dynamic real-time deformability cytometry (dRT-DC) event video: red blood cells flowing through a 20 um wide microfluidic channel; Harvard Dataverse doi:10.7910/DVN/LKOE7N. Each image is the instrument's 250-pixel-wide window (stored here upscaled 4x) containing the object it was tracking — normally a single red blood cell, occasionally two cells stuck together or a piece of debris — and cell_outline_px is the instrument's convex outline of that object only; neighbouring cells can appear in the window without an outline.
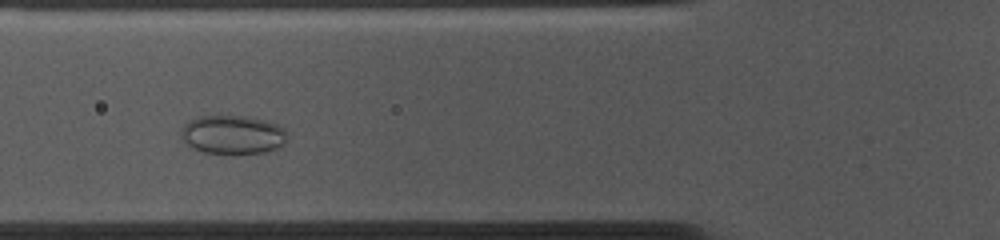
{"species": "common noctule bat (a hibernating species)", "species_latin": "Nyctalus noctula", "temperature_condition": "cold", "stored_images_in_passage": 37, "camera_frame_rate_fps": 3000, "um_per_image_px": 0.085, "animal": {"sex": "female", "body_mass_g": 10.0, "forearm_length_mm": 53.1}, "frame": {"image": 1, "passage_image": 12, "time_ms": 3.667, "image_size_px": [1000, 240], "cell_outline_px": [[288, 140], [284, 144], [276, 148], [264, 152], [204, 152], [188, 144], [180, 136], [180, 128], [188, 120], [200, 116], [252, 116], [268, 120], [284, 128], [288, 132]], "centroid_in_image_um": [19.82, 11.4], "position_along_channel_um": 106.0, "area_um2": 23.93}}
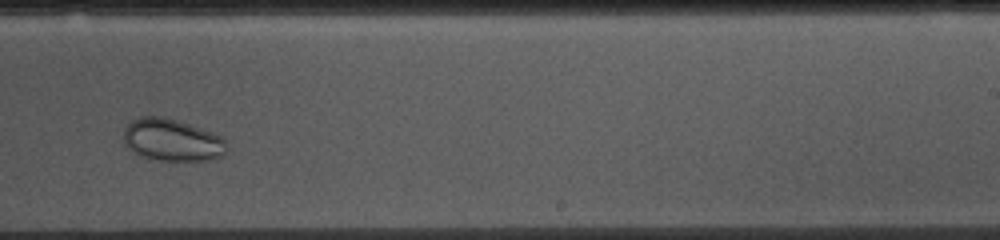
{"frame": {"image": 2, "passage_image": 26, "time_ms": 8.333, "image_size_px": [1000, 240], "cell_outline_px": [[228, 148], [220, 156], [212, 160], [148, 160], [132, 152], [124, 144], [124, 128], [132, 120], [140, 116], [160, 116], [176, 120], [212, 132], [220, 136], [224, 140]], "centroid_in_image_um": [14.58, 11.91], "position_along_channel_um": 274.4, "area_um2": 25.43}}
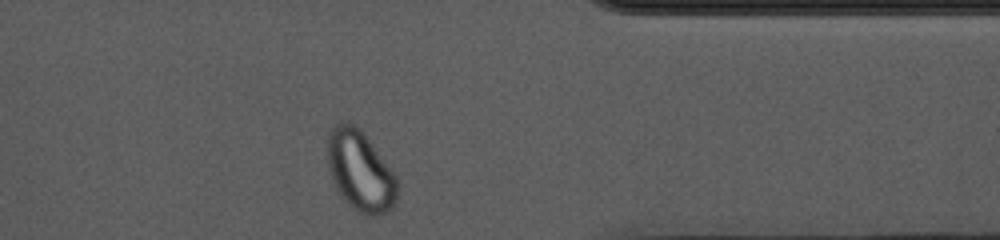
{"frame": {"image": 3, "passage_image": 36, "time_ms": 11.667, "image_size_px": [1000, 240], "cell_outline_px": [[400, 192], [392, 208], [388, 212], [376, 216], [368, 216], [360, 212], [344, 200], [336, 188], [332, 180], [328, 168], [328, 136], [332, 124], [352, 124], [360, 128], [396, 176], [400, 188]], "centroid_in_image_um": [30.65, 14.57], "position_along_channel_um": 380.8, "area_um2": 32.66}}